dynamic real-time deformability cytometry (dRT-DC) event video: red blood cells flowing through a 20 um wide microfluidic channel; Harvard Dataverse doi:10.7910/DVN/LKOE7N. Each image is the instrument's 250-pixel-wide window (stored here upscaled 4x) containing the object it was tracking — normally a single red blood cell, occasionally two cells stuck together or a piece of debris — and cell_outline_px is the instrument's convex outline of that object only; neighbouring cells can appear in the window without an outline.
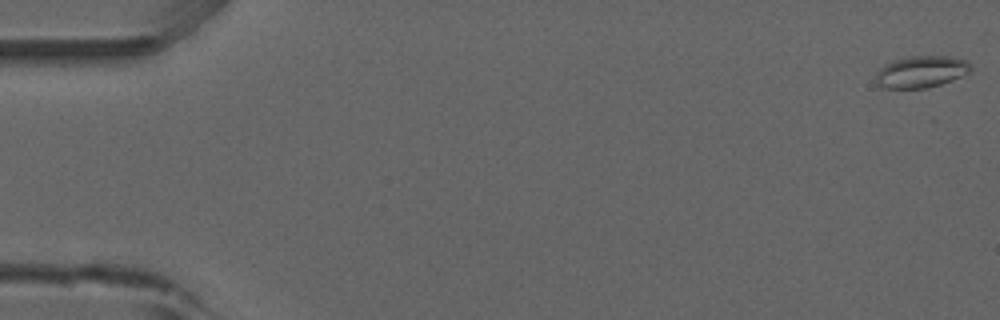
{"species": "common noctule bat (a hibernating species)", "species_latin": "Nyctalus noctula", "temperature_condition": "room temperature", "stored_images_in_passage": 6, "camera_frame_rate_fps": 3000, "um_per_image_px": 0.085, "animal": {"sex": "male", "forearm_length_mm": 52.5}, "frame": {"image": 1, "passage_image": 1, "time_ms": 0.0, "image_size_px": [1000, 320], "cell_outline_px": [[972, 68], [968, 72], [952, 80], [928, 88], [880, 88], [876, 84], [876, 72], [884, 64], [896, 60], [912, 56], [952, 56], [968, 60], [972, 64]], "centroid_in_image_um": [78.3, 6.1], "position_along_channel_um": 6.7, "area_um2": 17.69}}